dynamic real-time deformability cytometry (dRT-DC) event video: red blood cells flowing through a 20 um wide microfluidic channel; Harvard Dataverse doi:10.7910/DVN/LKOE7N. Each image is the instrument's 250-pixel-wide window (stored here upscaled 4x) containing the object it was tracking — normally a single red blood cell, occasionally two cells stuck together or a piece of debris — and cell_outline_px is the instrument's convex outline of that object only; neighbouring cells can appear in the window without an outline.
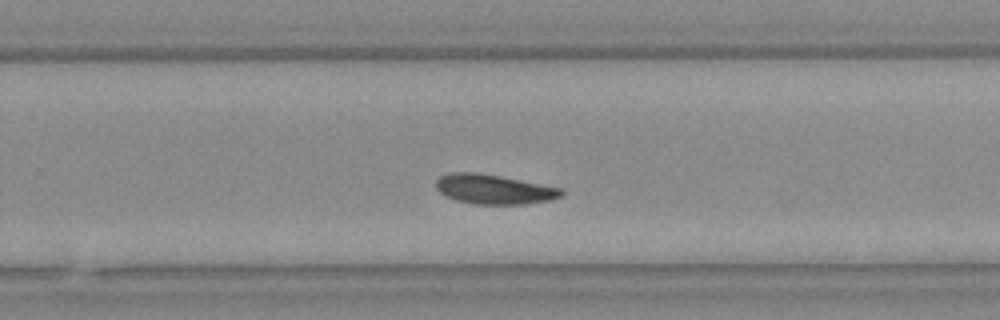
{"species": "Egyptian fruit bat (a non-hibernating species)", "species_latin": "Rousettus aegyptiacus", "temperature_condition": "warm", "stored_images_in_passage": 19, "camera_frame_rate_fps": 3000, "um_per_image_px": 0.085, "animal": {"sex": "female"}, "frame": {"image": 1, "passage_image": 14, "time_ms": 4.333, "image_size_px": [1000, 320], "cell_outline_px": [[564, 192], [560, 196], [552, 200], [524, 204], [472, 204], [456, 200], [444, 196], [436, 188], [436, 180], [440, 176], [448, 172], [476, 172], [500, 176], [560, 188]], "centroid_in_image_um": [41.93, 16.09], "position_along_channel_um": 287.9, "area_um2": 21.62}}
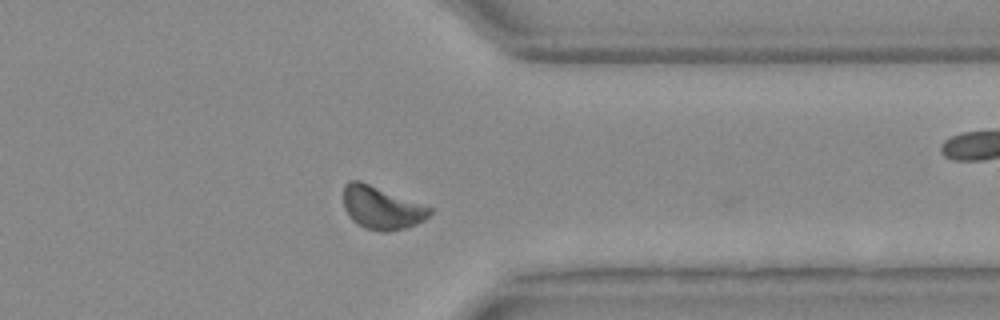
{"frame": {"image": 2, "passage_image": 18, "time_ms": 5.667, "image_size_px": [1000, 320], "cell_outline_px": [[432, 212], [424, 220], [416, 224], [404, 228], [388, 232], [380, 232], [364, 228], [356, 224], [352, 220], [344, 208], [344, 184], [348, 180], [360, 180], [432, 208]], "centroid_in_image_um": [32.4, 17.67], "position_along_channel_um": 379.0, "area_um2": 21.56}}